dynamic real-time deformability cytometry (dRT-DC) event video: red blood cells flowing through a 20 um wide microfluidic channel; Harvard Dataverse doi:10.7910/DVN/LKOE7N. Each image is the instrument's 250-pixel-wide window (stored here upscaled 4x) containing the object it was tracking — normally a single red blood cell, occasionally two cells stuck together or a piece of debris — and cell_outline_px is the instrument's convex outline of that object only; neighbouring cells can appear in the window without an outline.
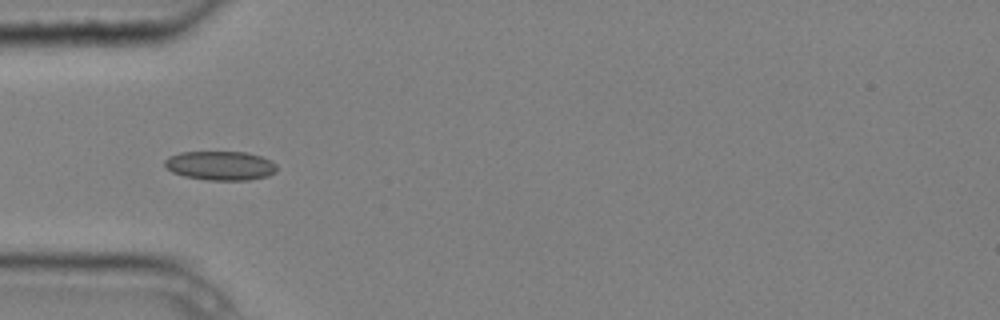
{"species": "common noctule bat (a hibernating species)", "species_latin": "Nyctalus noctula", "temperature_condition": "cold", "stored_images_in_passage": 8, "camera_frame_rate_fps": 3000, "um_per_image_px": 0.085, "animal": {"sex": "male", "body_mass_g": 20.4}, "frame": {"image": 1, "passage_image": 5, "time_ms": 1.333, "image_size_px": [1000, 320], "cell_outline_px": [[276, 172], [268, 176], [248, 180], [208, 180], [184, 176], [172, 172], [164, 164], [164, 160], [168, 156], [180, 152], [248, 152], [272, 160], [276, 164]], "centroid_in_image_um": [18.74, 14.07], "position_along_channel_um": 66.3, "area_um2": 19.13}}
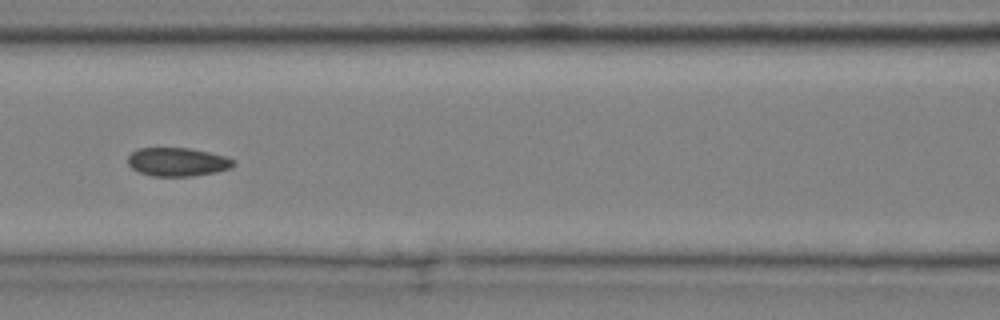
{"frame": {"image": 2, "passage_image": 7, "time_ms": 2.0, "image_size_px": [1000, 320], "cell_outline_px": [[236, 164], [232, 168], [216, 172], [192, 176], [152, 176], [140, 172], [132, 168], [128, 164], [128, 156], [136, 148], [188, 148], [208, 152], [224, 156], [236, 160]], "centroid_in_image_um": [15.1, 13.76], "position_along_channel_um": 151.5, "area_um2": 17.63}}
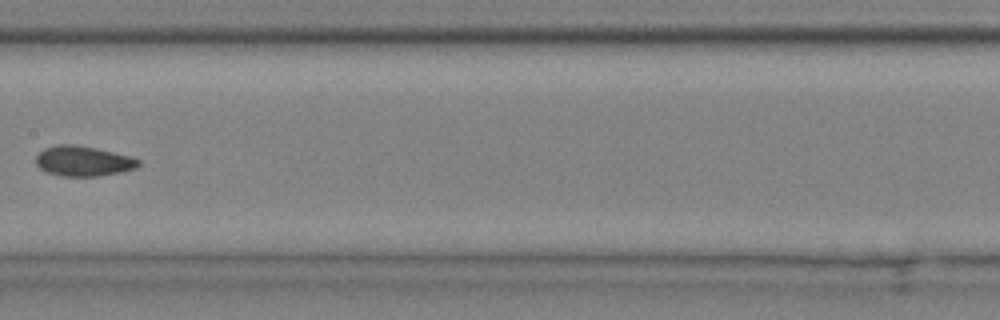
{"frame": {"image": 3, "passage_image": 8, "time_ms": 2.333, "image_size_px": [1000, 320], "cell_outline_px": [[140, 164], [136, 168], [120, 172], [96, 176], [64, 176], [48, 172], [40, 168], [36, 164], [36, 156], [44, 148], [56, 144], [72, 144], [96, 148], [132, 156], [140, 160]], "centroid_in_image_um": [7.09, 13.68], "position_along_channel_um": 200.3, "area_um2": 17.98}}